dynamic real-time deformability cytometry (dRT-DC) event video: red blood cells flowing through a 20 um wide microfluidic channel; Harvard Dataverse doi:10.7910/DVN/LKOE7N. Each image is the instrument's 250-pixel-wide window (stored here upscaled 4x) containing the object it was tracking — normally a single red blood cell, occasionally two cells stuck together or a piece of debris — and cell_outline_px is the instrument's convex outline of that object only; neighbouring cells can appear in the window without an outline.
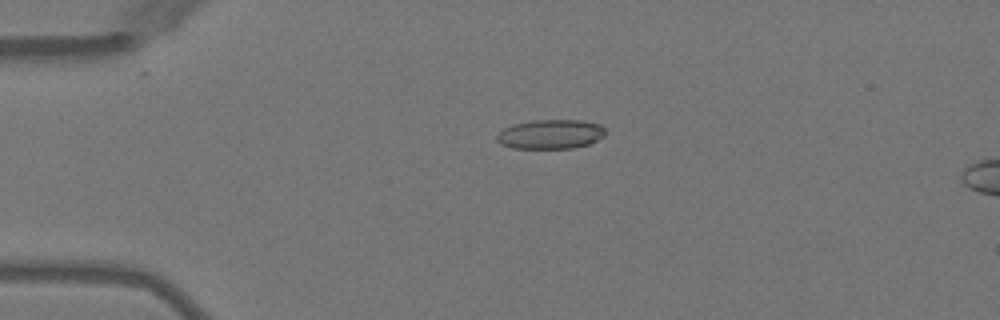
{"species": "Egyptian fruit bat (a non-hibernating species)", "species_latin": "Rousettus aegyptiacus", "temperature_condition": "warm", "stored_images_in_passage": 6, "camera_frame_rate_fps": 3000, "um_per_image_px": 0.085, "animal": {"sex": "female"}, "frame": {"image": 1, "passage_image": 2, "time_ms": 0.333, "image_size_px": [1000, 320], "cell_outline_px": [[604, 136], [588, 144], [572, 148], [512, 148], [500, 144], [496, 140], [496, 136], [504, 128], [516, 124], [532, 120], [580, 120], [600, 124], [604, 128]], "centroid_in_image_um": [46.78, 11.41], "position_along_channel_um": 38.2, "area_um2": 18.44}}